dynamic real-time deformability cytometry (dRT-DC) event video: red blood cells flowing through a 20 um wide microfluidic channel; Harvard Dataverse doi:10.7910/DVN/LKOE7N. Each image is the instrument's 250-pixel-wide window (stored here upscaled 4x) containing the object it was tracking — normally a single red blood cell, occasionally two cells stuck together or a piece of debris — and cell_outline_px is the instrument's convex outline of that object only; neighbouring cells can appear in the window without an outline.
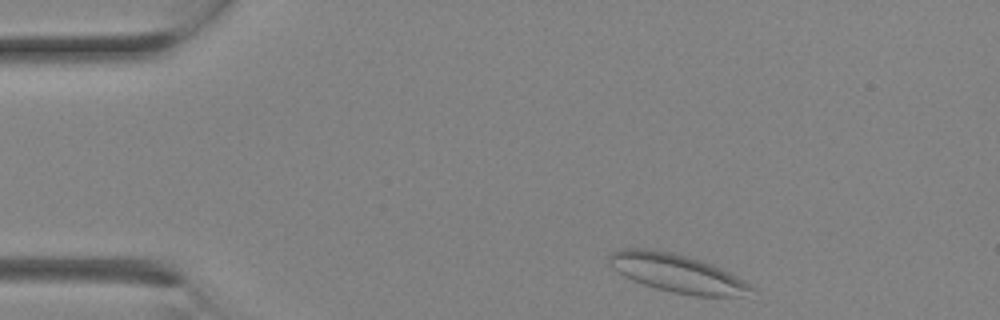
{"species": "Egyptian fruit bat (a non-hibernating species)", "species_latin": "Rousettus aegyptiacus", "temperature_condition": "room temperature", "stored_images_in_passage": 6, "camera_frame_rate_fps": 3000, "um_per_image_px": 0.085, "animal": {"sex": "female"}, "frame": {"image": 1, "passage_image": 1, "time_ms": 0.0, "image_size_px": [1000, 320], "cell_outline_px": [[756, 288], [744, 296], [696, 296], [672, 292], [656, 288], [632, 280], [624, 276], [612, 268], [608, 264], [608, 256], [612, 252], [620, 248], [644, 248], [668, 252], [688, 256], [712, 264], [728, 272]], "centroid_in_image_um": [57.51, 23.22], "position_along_channel_um": 27.5, "area_um2": 31.5}}